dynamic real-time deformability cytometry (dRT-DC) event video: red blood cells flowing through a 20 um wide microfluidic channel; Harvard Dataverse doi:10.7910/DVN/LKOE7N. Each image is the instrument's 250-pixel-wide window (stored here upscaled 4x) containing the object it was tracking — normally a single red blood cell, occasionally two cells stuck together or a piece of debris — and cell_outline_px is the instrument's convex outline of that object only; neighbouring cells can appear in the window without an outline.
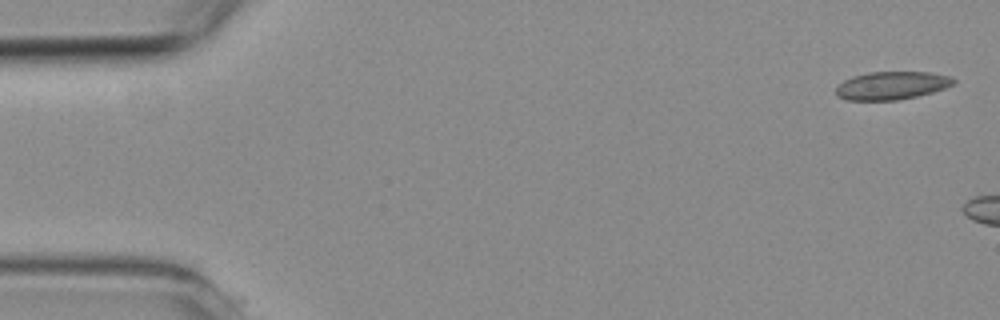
{"species": "common noctule bat (a hibernating species)", "species_latin": "Nyctalus noctula", "temperature_condition": "room temperature", "stored_images_in_passage": 3, "camera_frame_rate_fps": 3000, "um_per_image_px": 0.085, "animal": {"sex": "female", "body_mass_g": 19.3, "forearm_length_mm": 54.1}, "frame": {"image": 1, "passage_image": 1, "time_ms": 0.0, "image_size_px": [1000, 320], "cell_outline_px": [[956, 80], [952, 84], [944, 88], [932, 92], [916, 96], [896, 100], [848, 100], [836, 96], [836, 88], [844, 80], [852, 76], [868, 72], [932, 72], [952, 76]], "centroid_in_image_um": [75.79, 7.26], "position_along_channel_um": 9.2, "area_um2": 19.19}}